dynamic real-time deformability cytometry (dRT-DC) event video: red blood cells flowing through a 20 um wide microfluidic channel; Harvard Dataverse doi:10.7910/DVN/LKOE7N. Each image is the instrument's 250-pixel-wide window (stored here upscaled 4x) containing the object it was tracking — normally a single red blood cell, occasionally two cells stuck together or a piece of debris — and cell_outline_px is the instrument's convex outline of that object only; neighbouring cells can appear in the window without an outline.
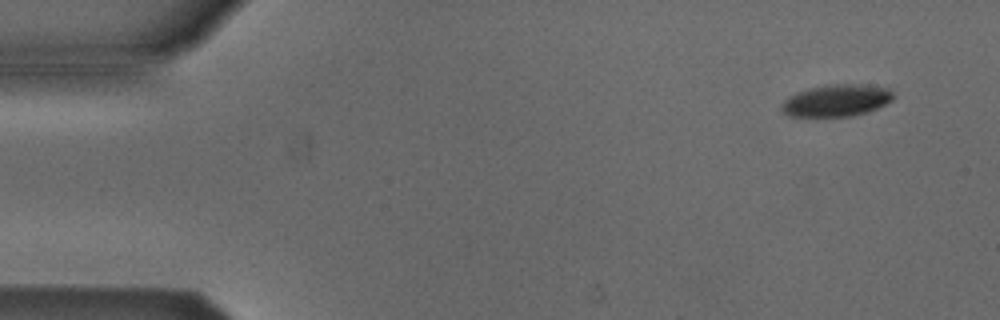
{"species": "Egyptian fruit bat (a non-hibernating species)", "species_latin": "Rousettus aegyptiacus", "temperature_condition": "cold", "stored_images_in_passage": 4, "camera_frame_rate_fps": 3000, "um_per_image_px": 0.085, "animal": {"sex": "male"}, "frame": {"image": 1, "passage_image": 1, "time_ms": 0.0, "image_size_px": [1000, 320], "cell_outline_px": [[896, 96], [892, 100], [868, 112], [852, 116], [788, 116], [780, 108], [780, 104], [788, 96], [796, 92], [808, 88], [832, 84], [860, 84], [892, 88]], "centroid_in_image_um": [71.12, 8.53], "position_along_channel_um": 13.9, "area_um2": 21.04}}
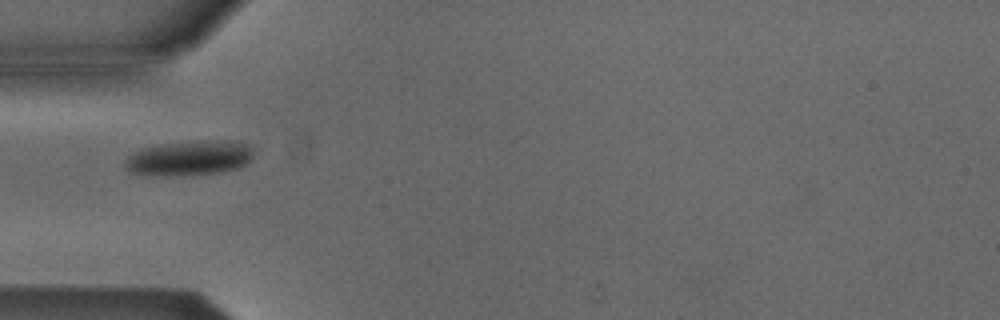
{"frame": {"image": 2, "passage_image": 4, "time_ms": 4.333, "image_size_px": [1000, 320], "cell_outline_px": [[252, 156], [240, 168], [220, 172], [180, 176], [156, 176], [128, 172], [124, 168], [124, 160], [132, 152], [140, 148], [168, 144], [200, 140], [228, 140], [248, 144], [252, 148]], "centroid_in_image_um": [16.04, 13.45], "position_along_channel_um": 69.0, "area_um2": 26.41}}